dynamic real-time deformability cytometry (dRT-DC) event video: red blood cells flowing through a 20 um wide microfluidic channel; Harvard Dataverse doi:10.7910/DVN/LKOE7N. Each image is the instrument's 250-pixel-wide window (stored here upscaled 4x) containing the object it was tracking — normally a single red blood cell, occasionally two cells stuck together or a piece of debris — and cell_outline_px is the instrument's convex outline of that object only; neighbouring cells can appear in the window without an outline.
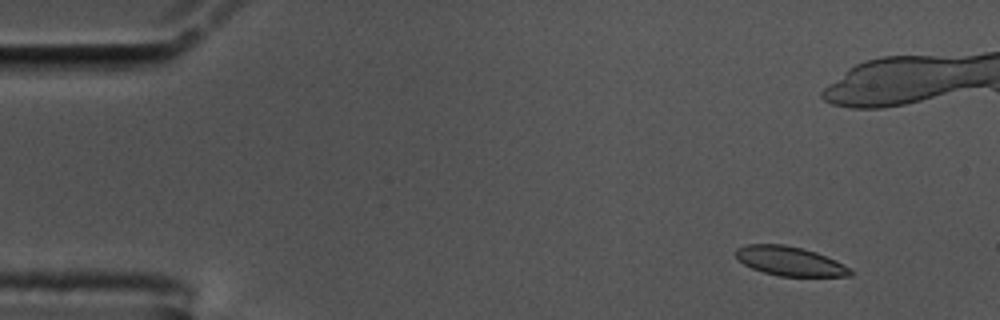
{"species": "common noctule bat (a hibernating species)", "species_latin": "Nyctalus noctula", "temperature_condition": "cold", "stored_images_in_passage": 58, "camera_frame_rate_fps": 3000, "um_per_image_px": 0.085, "animal": {"sex": "male", "body_mass_g": 17.5, "forearm_length_mm": 52.3}, "frame": {"image": 1, "passage_image": 6, "time_ms": 1.667, "image_size_px": [1000, 320], "cell_outline_px": [[856, 272], [852, 276], [780, 276], [764, 272], [752, 268], [744, 264], [732, 252], [736, 248], [748, 244], [784, 244], [804, 248], [816, 252], [836, 260], [852, 268]], "centroid_in_image_um": [67.18, 22.19], "position_along_channel_um": 17.8, "area_um2": 19.77}}
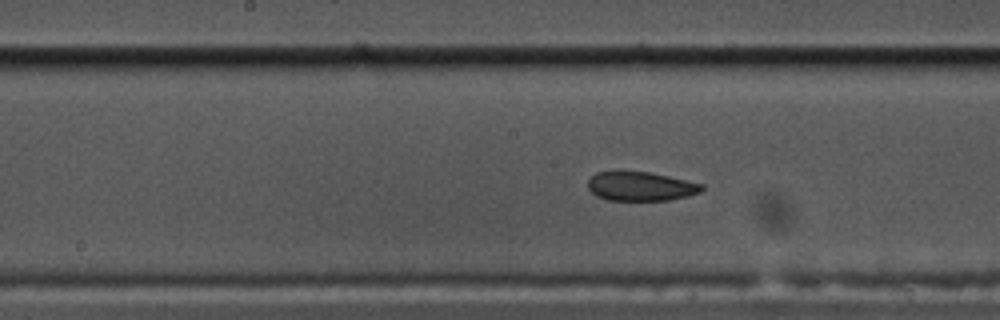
{"frame": {"image": 2, "passage_image": 29, "time_ms": 9.333, "image_size_px": [1000, 320], "cell_outline_px": [[704, 188], [700, 192], [688, 196], [668, 200], [608, 200], [596, 196], [588, 188], [588, 180], [596, 172], [648, 172], [668, 176], [704, 184]], "centroid_in_image_um": [54.47, 15.84], "position_along_channel_um": 193.7, "area_um2": 19.13}}
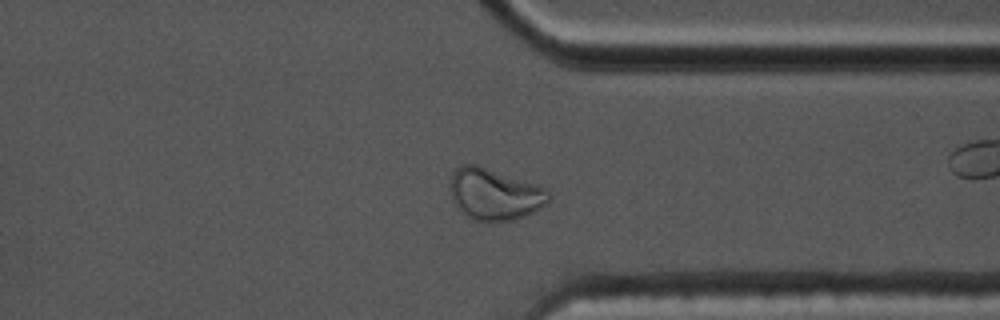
{"frame": {"image": 3, "passage_image": 44, "time_ms": 14.333, "image_size_px": [1000, 320], "cell_outline_px": [[552, 196], [548, 204], [536, 212], [512, 220], [472, 220], [456, 208], [452, 200], [448, 184], [452, 172], [460, 164], [480, 164], [548, 188], [552, 192]], "centroid_in_image_um": [42.05, 16.48], "position_along_channel_um": 369.3, "area_um2": 30.52}, "authors_computed_cell_mechanics": {"area_um2": 20.6057, "velocity_mm_per_s": 3.5277, "shape_relaxation_time_tau1_ms": null, "shape_relaxation_time_tau2_ms": 2.3643, "deformation_change_tau1": null, "deformation_change_tau2": 0.0656}}